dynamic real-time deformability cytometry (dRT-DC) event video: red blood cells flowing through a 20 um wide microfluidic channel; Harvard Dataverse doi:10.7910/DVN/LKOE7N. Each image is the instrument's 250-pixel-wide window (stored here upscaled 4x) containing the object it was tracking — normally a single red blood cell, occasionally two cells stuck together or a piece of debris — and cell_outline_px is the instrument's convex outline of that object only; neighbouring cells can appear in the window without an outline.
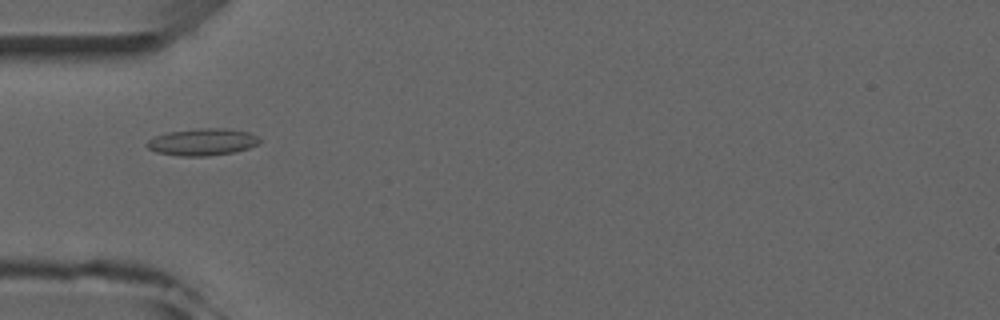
{"species": "common noctule bat (a hibernating species)", "species_latin": "Nyctalus noctula", "temperature_condition": "room temperature", "stored_images_in_passage": 8, "camera_frame_rate_fps": 3000, "um_per_image_px": 0.085, "animal": {"sex": "male", "forearm_length_mm": 52.5}, "frame": {"image": 1, "passage_image": 5, "time_ms": 4.667, "image_size_px": [1000, 320], "cell_outline_px": [[260, 144], [236, 152], [208, 156], [180, 156], [156, 152], [148, 148], [144, 144], [148, 140], [156, 136], [168, 132], [196, 128], [228, 128], [248, 132], [256, 136], [260, 140]], "centroid_in_image_um": [17.21, 12.07], "position_along_channel_um": 67.8, "area_um2": 17.86}}
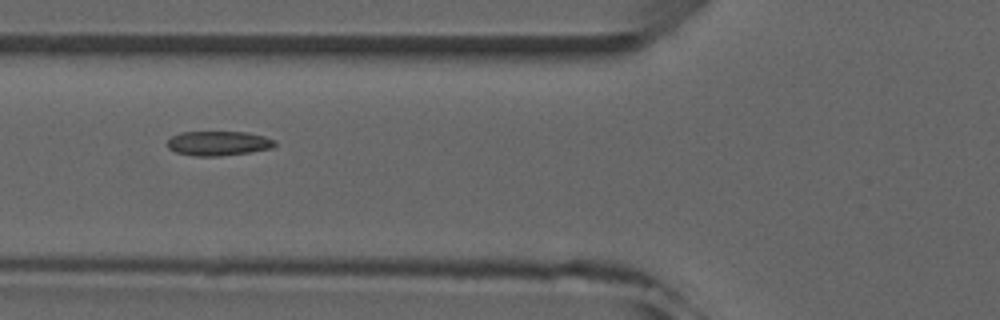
{"frame": {"image": 2, "passage_image": 6, "time_ms": 5.667, "image_size_px": [1000, 320], "cell_outline_px": [[276, 144], [272, 148], [248, 152], [220, 156], [196, 156], [176, 152], [168, 148], [164, 144], [172, 136], [180, 132], [248, 132], [264, 136], [276, 140]], "centroid_in_image_um": [18.54, 12.17], "position_along_channel_um": 107.3, "area_um2": 15.43}}
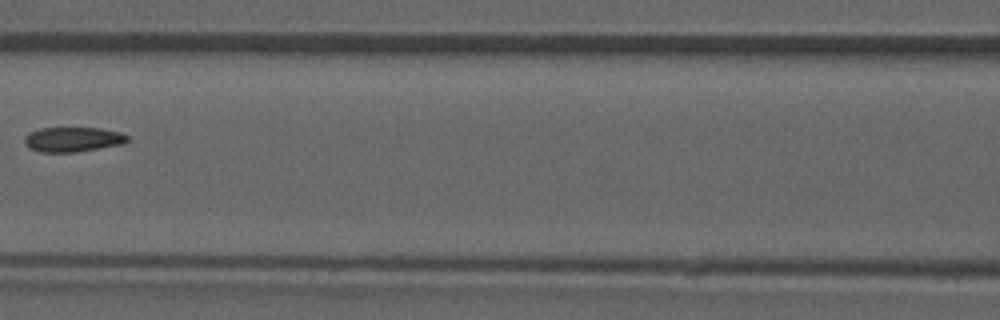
{"frame": {"image": 3, "passage_image": 7, "time_ms": 7.0, "image_size_px": [1000, 320], "cell_outline_px": [[128, 140], [124, 144], [76, 152], [40, 152], [28, 148], [24, 140], [24, 136], [28, 132], [40, 128], [100, 128], [120, 132], [128, 136]], "centroid_in_image_um": [6.17, 11.85], "position_along_channel_um": 160.4, "area_um2": 14.97}}